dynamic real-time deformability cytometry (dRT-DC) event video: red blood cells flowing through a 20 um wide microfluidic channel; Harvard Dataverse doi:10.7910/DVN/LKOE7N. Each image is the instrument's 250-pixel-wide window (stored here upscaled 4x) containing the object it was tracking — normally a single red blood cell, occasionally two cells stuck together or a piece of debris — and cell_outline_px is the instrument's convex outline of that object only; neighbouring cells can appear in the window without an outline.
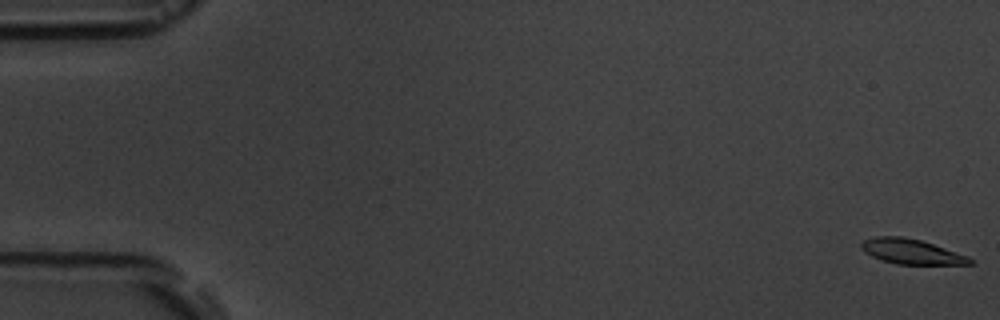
{"species": "common noctule bat (a hibernating species)", "species_latin": "Nyctalus noctula", "temperature_condition": "room temperature", "stored_images_in_passage": 5, "camera_frame_rate_fps": 3000, "um_per_image_px": 0.085, "animal": {"sex": "male", "body_mass_g": 19.5, "forearm_length_mm": 54.6}, "frame": {"image": 1, "passage_image": 1, "time_ms": 0.0, "image_size_px": [1000, 320], "cell_outline_px": [[972, 264], [896, 264], [872, 256], [864, 252], [860, 248], [860, 244], [864, 240], [876, 236], [904, 236], [920, 240], [968, 256], [972, 260]], "centroid_in_image_um": [77.42, 21.37], "position_along_channel_um": 7.6, "area_um2": 15.61}}
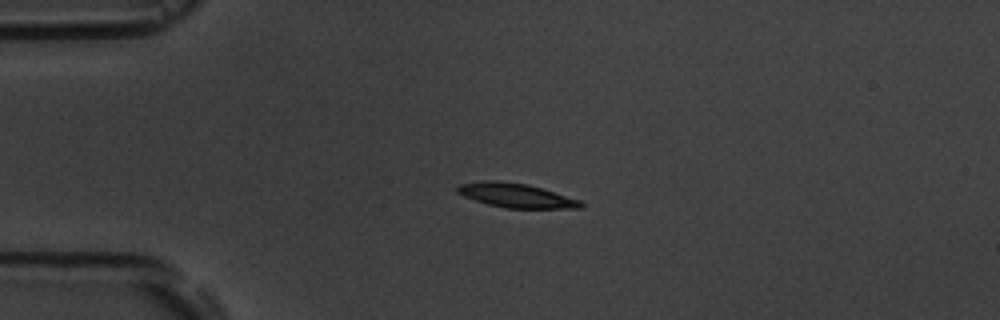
{"frame": {"image": 2, "passage_image": 4, "time_ms": 4.333, "image_size_px": [1000, 320], "cell_outline_px": [[584, 208], [504, 208], [488, 204], [464, 196], [456, 192], [456, 188], [460, 184], [484, 180], [496, 180], [528, 184], [580, 200], [584, 204]], "centroid_in_image_um": [43.86, 16.61], "position_along_channel_um": 41.1, "area_um2": 17.34}}